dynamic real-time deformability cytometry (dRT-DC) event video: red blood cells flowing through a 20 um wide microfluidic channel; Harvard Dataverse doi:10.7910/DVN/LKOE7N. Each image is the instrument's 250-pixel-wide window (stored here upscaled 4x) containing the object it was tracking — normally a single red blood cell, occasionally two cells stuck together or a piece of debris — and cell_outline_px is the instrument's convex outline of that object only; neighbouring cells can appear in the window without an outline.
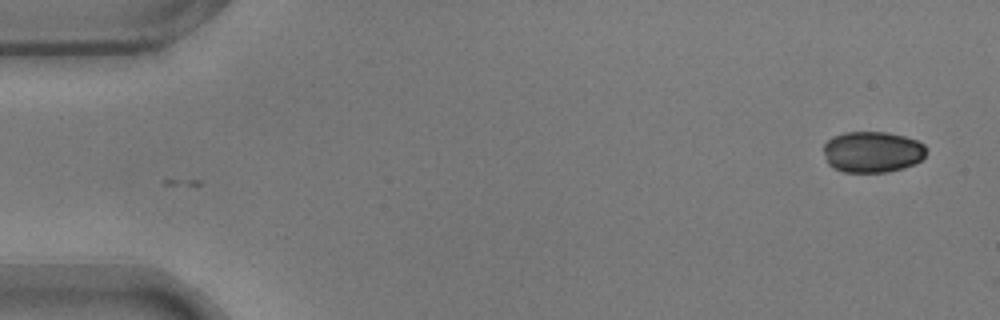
{"species": "common noctule bat (a hibernating species)", "species_latin": "Nyctalus noctula", "temperature_condition": "warm", "stored_images_in_passage": 2, "camera_frame_rate_fps": 3000, "um_per_image_px": 0.085, "animal": {"sex": "male", "body_mass_g": 17.9}, "frame": {"image": 1, "passage_image": 2, "time_ms": 0.333, "image_size_px": [1000, 320], "cell_outline_px": [[924, 156], [920, 160], [904, 168], [888, 172], [844, 172], [832, 168], [828, 164], [824, 152], [824, 144], [832, 136], [844, 132], [884, 132], [904, 136], [916, 140], [924, 144]], "centroid_in_image_um": [74.11, 12.91], "position_along_channel_um": 10.9, "area_um2": 24.57}}